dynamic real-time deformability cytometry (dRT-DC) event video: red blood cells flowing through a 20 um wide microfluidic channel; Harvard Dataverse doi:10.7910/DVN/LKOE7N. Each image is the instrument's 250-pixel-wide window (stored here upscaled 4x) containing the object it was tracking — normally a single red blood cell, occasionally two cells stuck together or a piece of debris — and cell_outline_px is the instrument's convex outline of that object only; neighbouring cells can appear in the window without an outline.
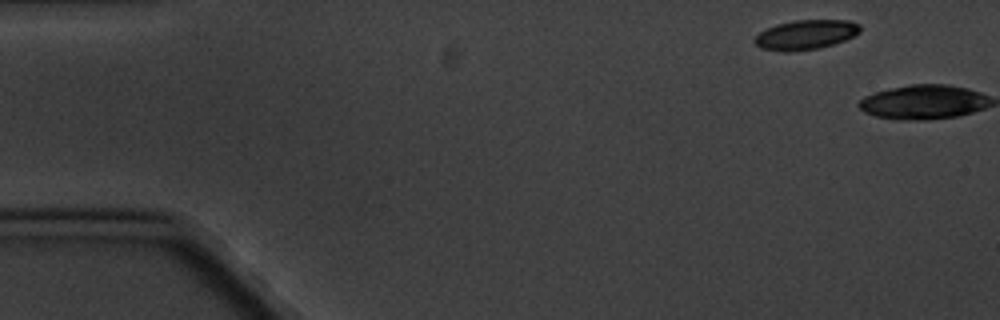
{"species": "common noctule bat (a hibernating species)", "species_latin": "Nyctalus noctula", "temperature_condition": "cold", "stored_images_in_passage": 2, "camera_frame_rate_fps": 3000, "um_per_image_px": 0.085, "animal": {"sex": "male", "body_mass_g": 20.1, "forearm_length_mm": 53.5}, "frame": {"image": 1, "passage_image": 1, "time_ms": 0.0, "image_size_px": [1000, 320], "cell_outline_px": [[860, 32], [844, 40], [820, 48], [788, 52], [760, 48], [752, 40], [760, 32], [776, 24], [792, 20], [848, 20], [860, 24]], "centroid_in_image_um": [68.47, 2.94], "position_along_channel_um": 16.5, "area_um2": 18.15}}